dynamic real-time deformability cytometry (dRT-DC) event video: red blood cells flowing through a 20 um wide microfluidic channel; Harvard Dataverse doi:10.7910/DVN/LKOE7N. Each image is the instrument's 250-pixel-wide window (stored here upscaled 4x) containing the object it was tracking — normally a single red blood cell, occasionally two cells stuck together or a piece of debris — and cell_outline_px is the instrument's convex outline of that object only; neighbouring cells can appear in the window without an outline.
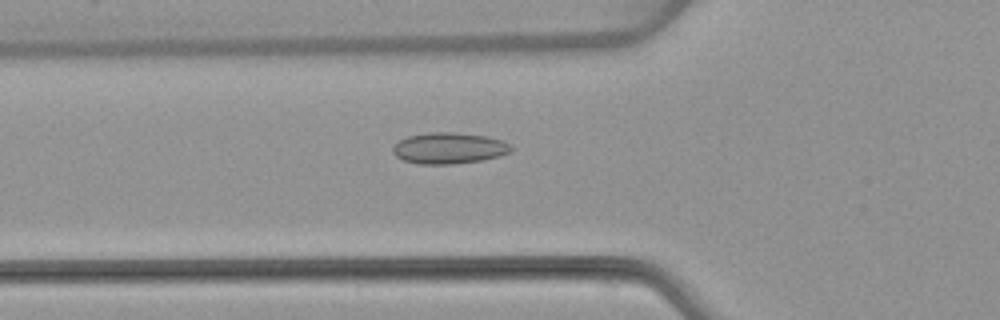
{"species": "common noctule bat (a hibernating species)", "species_latin": "Nyctalus noctula", "temperature_condition": "warm", "stored_images_in_passage": 41, "camera_frame_rate_fps": 3000, "um_per_image_px": 0.085, "animal": {"sex": "female", "body_mass_g": 22.7, "forearm_length_mm": 54.2}, "frame": {"image": 1, "passage_image": 7, "time_ms": 2.0, "image_size_px": [1000, 320], "cell_outline_px": [[516, 148], [512, 152], [500, 156], [480, 160], [452, 164], [416, 164], [404, 160], [396, 156], [392, 152], [392, 148], [400, 140], [408, 136], [428, 132], [456, 132], [488, 136], [500, 140]], "centroid_in_image_um": [38.18, 12.59], "position_along_channel_um": 87.6, "area_um2": 21.62}}
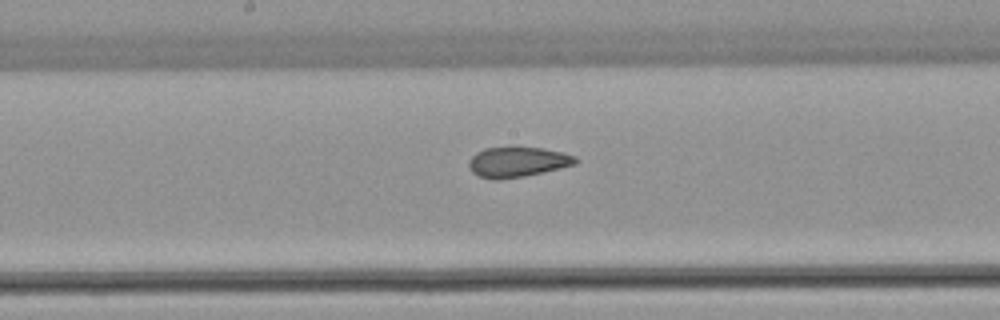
{"frame": {"image": 2, "passage_image": 16, "time_ms": 5.0, "image_size_px": [1000, 320], "cell_outline_px": [[580, 160], [576, 164], [544, 172], [524, 176], [500, 180], [492, 180], [480, 176], [472, 172], [468, 168], [468, 160], [476, 152], [484, 148], [544, 148], [564, 152], [576, 156]], "centroid_in_image_um": [44.0, 13.78], "position_along_channel_um": 204.2, "area_um2": 18.9}}
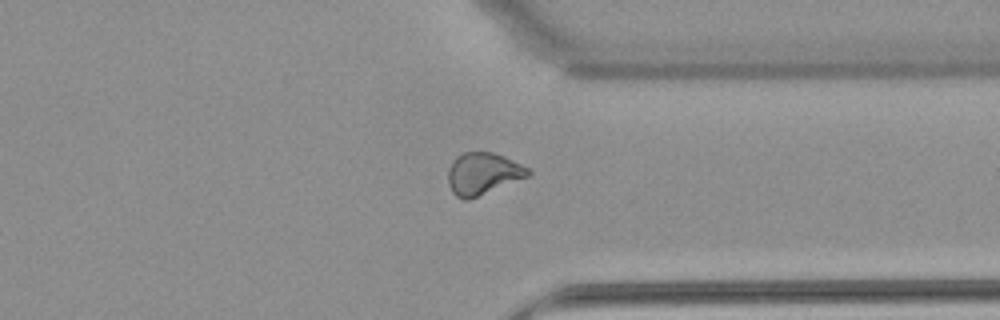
{"frame": {"image": 3, "passage_image": 29, "time_ms": 9.333, "image_size_px": [1000, 320], "cell_outline_px": [[532, 176], [468, 200], [464, 200], [456, 196], [452, 192], [448, 184], [448, 168], [452, 160], [456, 156], [464, 152], [492, 152], [504, 156], [528, 168], [532, 172]], "centroid_in_image_um": [41.06, 14.77], "position_along_channel_um": 370.3, "area_um2": 19.88}, "authors_computed_cell_mechanics": {"area_um2": 19.3052, "velocity_mm_per_s": 3.8736, "shape_relaxation_time_tau1_ms": null, "shape_relaxation_time_tau2_ms": 1.4191, "deformation_change_tau1": null, "deformation_change_tau2": 0.0738}}